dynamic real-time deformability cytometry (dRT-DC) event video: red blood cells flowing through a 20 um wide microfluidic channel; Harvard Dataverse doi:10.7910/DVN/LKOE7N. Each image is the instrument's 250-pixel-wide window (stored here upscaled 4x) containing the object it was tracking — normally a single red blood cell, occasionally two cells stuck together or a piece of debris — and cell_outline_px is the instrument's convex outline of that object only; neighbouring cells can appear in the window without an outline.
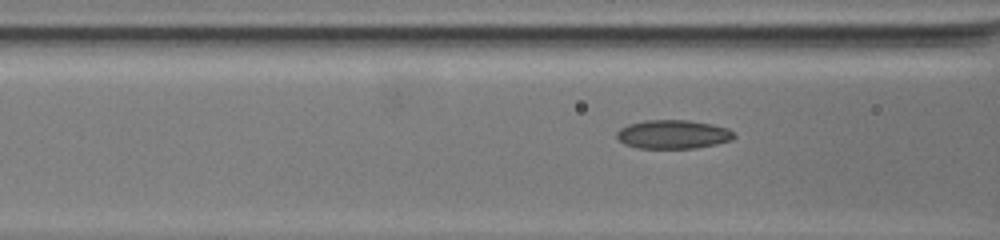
{"species": "common noctule bat (a hibernating species)", "species_latin": "Nyctalus noctula", "temperature_condition": "warm", "stored_images_in_passage": 21, "camera_frame_rate_fps": 3000, "um_per_image_px": 0.085, "animal": {"sex": "female", "body_mass_g": 19.5, "forearm_length_mm": 54.1}, "frame": {"image": 1, "passage_image": 18, "time_ms": 8.667, "image_size_px": [1000, 240], "cell_outline_px": [[736, 136], [732, 140], [716, 144], [696, 148], [636, 148], [624, 144], [616, 136], [616, 132], [620, 128], [628, 124], [644, 120], [688, 120], [712, 124], [728, 128]], "centroid_in_image_um": [57.2, 11.42], "position_along_channel_um": 109.4, "area_um2": 19.77}}